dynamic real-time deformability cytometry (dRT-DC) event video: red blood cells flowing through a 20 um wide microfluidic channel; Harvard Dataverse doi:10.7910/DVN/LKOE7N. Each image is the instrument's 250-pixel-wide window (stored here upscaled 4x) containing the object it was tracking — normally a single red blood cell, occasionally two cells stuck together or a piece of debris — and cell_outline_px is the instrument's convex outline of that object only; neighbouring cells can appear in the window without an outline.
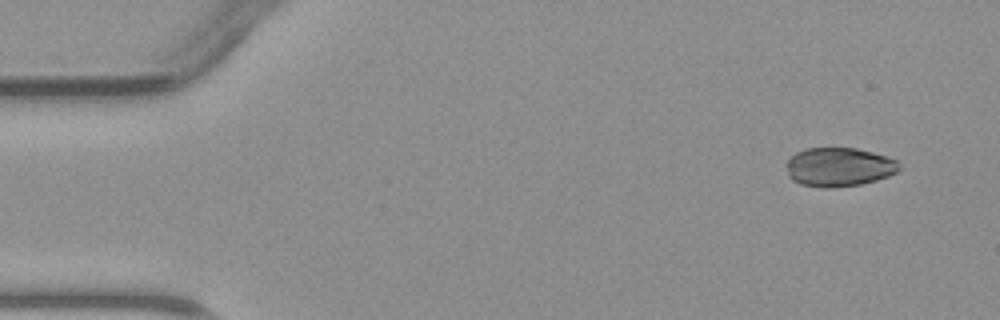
{"species": "common noctule bat (a hibernating species)", "species_latin": "Nyctalus noctula", "temperature_condition": "warm", "stored_images_in_passage": 3, "camera_frame_rate_fps": 3000, "um_per_image_px": 0.085, "animal": {"sex": "male", "body_mass_g": 23.1, "forearm_length_mm": 52.7}, "frame": {"image": 1, "passage_image": 1, "time_ms": 0.0, "image_size_px": [1000, 320], "cell_outline_px": [[900, 168], [896, 172], [888, 176], [876, 180], [860, 184], [832, 188], [824, 188], [800, 184], [792, 180], [788, 176], [784, 164], [796, 152], [808, 148], [856, 148], [872, 152], [896, 160]], "centroid_in_image_um": [71.26, 14.2], "position_along_channel_um": 13.7, "area_um2": 25.61}}